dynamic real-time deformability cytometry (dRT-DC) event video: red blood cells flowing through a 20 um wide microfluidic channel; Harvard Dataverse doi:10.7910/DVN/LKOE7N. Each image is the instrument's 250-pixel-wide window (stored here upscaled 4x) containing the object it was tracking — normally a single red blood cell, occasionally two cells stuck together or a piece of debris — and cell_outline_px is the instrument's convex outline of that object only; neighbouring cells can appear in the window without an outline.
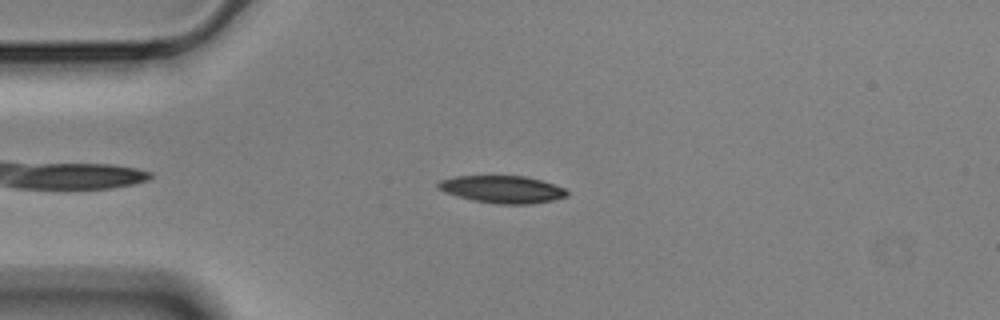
{"species": "Egyptian fruit bat (a non-hibernating species)", "species_latin": "Rousettus aegyptiacus", "temperature_condition": "cold", "stored_images_in_passage": 51, "camera_frame_rate_fps": 3000, "um_per_image_px": 0.085, "animal": {"sex": "male"}, "frame": {"image": 1, "passage_image": 8, "time_ms": 2.333, "image_size_px": [1000, 320], "cell_outline_px": [[568, 196], [552, 200], [528, 204], [496, 204], [472, 200], [444, 192], [436, 188], [436, 184], [440, 180], [456, 176], [524, 176], [540, 180], [564, 188], [568, 192]], "centroid_in_image_um": [42.65, 16.09], "position_along_channel_um": 42.3, "area_um2": 20.46}}
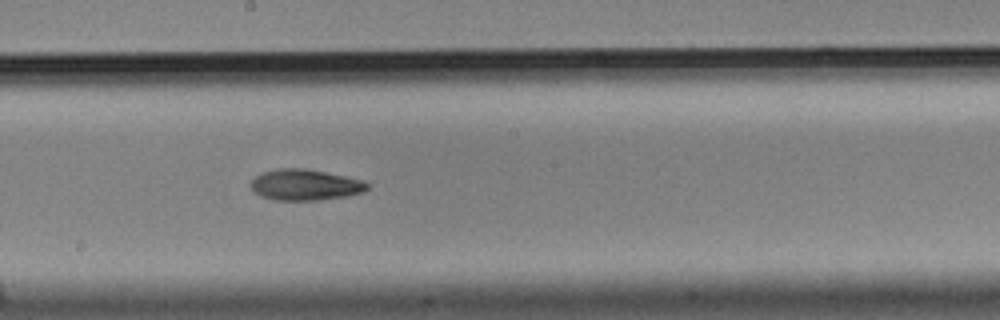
{"frame": {"image": 2, "passage_image": 25, "time_ms": 8.0, "image_size_px": [1000, 320], "cell_outline_px": [[368, 188], [364, 192], [348, 196], [316, 200], [276, 200], [260, 196], [252, 188], [252, 180], [256, 176], [264, 172], [280, 168], [304, 168], [364, 180], [368, 184]], "centroid_in_image_um": [25.97, 15.71], "position_along_channel_um": 222.2, "area_um2": 20.81}}
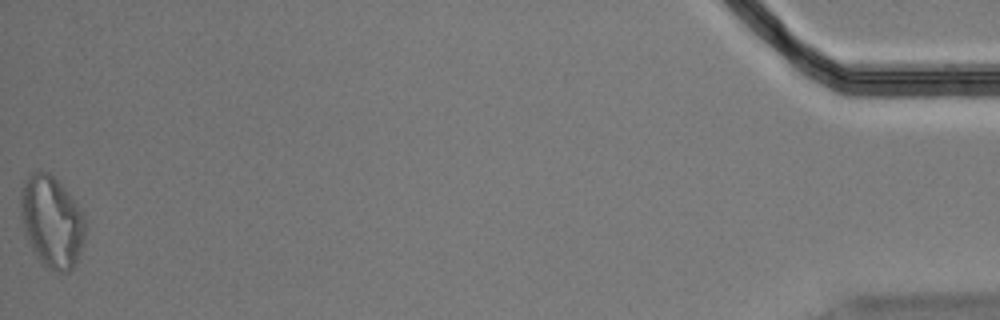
{"frame": {"image": 3, "passage_image": 51, "time_ms": 16.667, "image_size_px": [1000, 320], "cell_outline_px": [[84, 244], [72, 268], [68, 272], [52, 272], [36, 256], [28, 240], [20, 216], [20, 188], [28, 172], [48, 172], [64, 188], [80, 208], [84, 216]], "centroid_in_image_um": [4.37, 18.83], "position_along_channel_um": 430.8, "area_um2": 34.39}}